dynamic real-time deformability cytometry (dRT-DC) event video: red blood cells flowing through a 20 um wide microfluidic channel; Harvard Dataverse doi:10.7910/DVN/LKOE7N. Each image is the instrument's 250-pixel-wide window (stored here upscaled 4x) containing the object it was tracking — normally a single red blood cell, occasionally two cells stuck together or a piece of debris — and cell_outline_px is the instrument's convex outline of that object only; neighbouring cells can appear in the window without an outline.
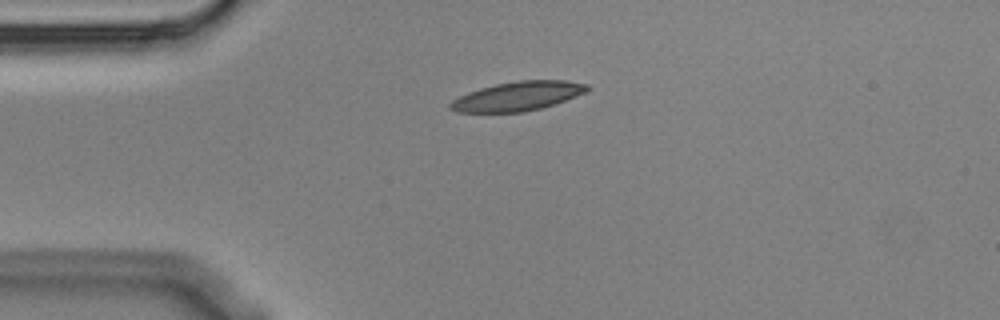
{"species": "Egyptian fruit bat (a non-hibernating species)", "species_latin": "Rousettus aegyptiacus", "temperature_condition": "cold", "stored_images_in_passage": 6, "camera_frame_rate_fps": 3000, "um_per_image_px": 0.085, "animal": {"sex": "male"}, "frame": {"image": 1, "passage_image": 1, "time_ms": 0.0, "image_size_px": [1000, 320], "cell_outline_px": [[592, 88], [576, 96], [540, 108], [524, 112], [456, 112], [448, 108], [448, 104], [452, 100], [468, 92], [480, 88], [496, 84], [520, 80], [568, 80], [588, 84]], "centroid_in_image_um": [43.99, 8.17], "position_along_channel_um": 41.0, "area_um2": 23.18}}
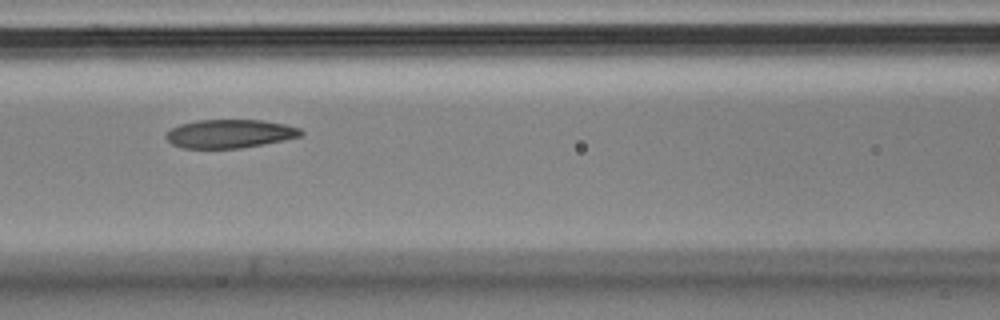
{"frame": {"image": 2, "passage_image": 4, "time_ms": 1.0, "image_size_px": [1000, 320], "cell_outline_px": [[304, 132], [300, 136], [284, 140], [240, 148], [184, 148], [172, 144], [164, 136], [172, 128], [180, 124], [196, 120], [264, 120], [284, 124], [300, 128]], "centroid_in_image_um": [19.53, 11.36], "position_along_channel_um": 147.1, "area_um2": 22.31}}
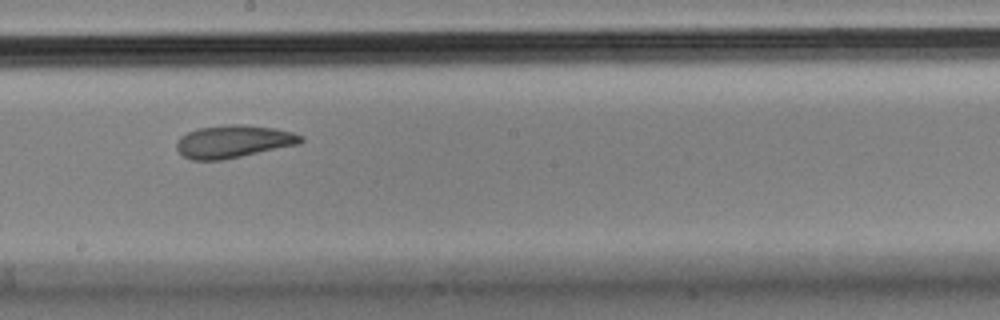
{"frame": {"image": 3, "passage_image": 6, "time_ms": 1.667, "image_size_px": [1000, 320], "cell_outline_px": [[304, 140], [300, 144], [224, 160], [192, 160], [184, 156], [176, 148], [176, 144], [180, 136], [196, 128], [232, 124], [244, 124], [276, 128], [292, 132], [304, 136]], "centroid_in_image_um": [19.87, 12.02], "position_along_channel_um": 228.3, "area_um2": 23.87}}